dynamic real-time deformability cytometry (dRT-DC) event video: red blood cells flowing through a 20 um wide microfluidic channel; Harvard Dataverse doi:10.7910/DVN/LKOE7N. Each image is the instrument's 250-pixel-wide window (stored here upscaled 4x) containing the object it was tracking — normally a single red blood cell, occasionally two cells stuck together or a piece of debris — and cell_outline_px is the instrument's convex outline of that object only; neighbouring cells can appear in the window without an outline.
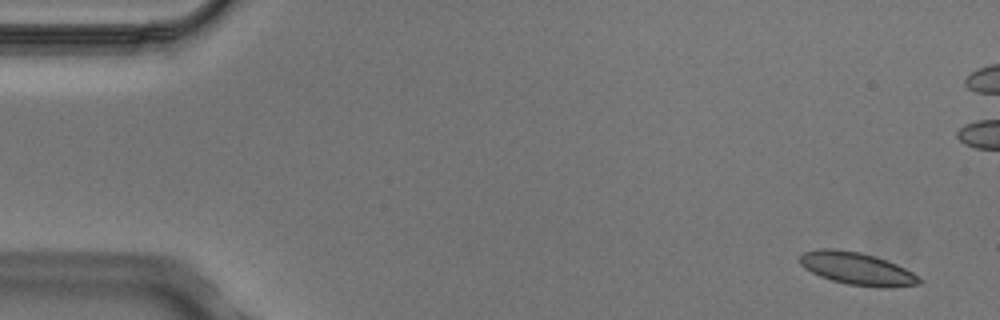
{"species": "Egyptian fruit bat (a non-hibernating species)", "species_latin": "Rousettus aegyptiacus", "temperature_condition": "cold", "stored_images_in_passage": 6, "camera_frame_rate_fps": 3000, "um_per_image_px": 0.085, "animal": {"sex": "male"}, "frame": {"image": 1, "passage_image": 1, "time_ms": 0.0, "image_size_px": [1000, 320], "cell_outline_px": [[924, 280], [920, 284], [892, 288], [876, 288], [848, 284], [832, 280], [820, 276], [804, 268], [800, 264], [800, 256], [804, 252], [824, 248], [832, 248], [860, 252], [896, 264], [912, 272]], "centroid_in_image_um": [72.88, 22.86], "position_along_channel_um": 12.1, "area_um2": 22.6}}